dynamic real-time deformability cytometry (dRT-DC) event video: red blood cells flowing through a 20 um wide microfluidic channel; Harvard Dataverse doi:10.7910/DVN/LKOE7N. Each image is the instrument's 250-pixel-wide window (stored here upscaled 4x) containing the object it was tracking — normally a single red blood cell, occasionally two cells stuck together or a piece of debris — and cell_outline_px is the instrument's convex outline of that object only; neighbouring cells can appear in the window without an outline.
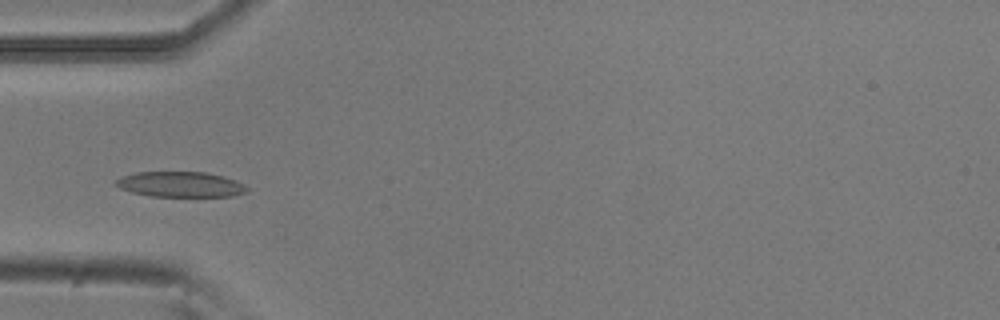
{"species": "common noctule bat (a hibernating species)", "species_latin": "Nyctalus noctula", "temperature_condition": "room temperature", "stored_images_in_passage": 3, "camera_frame_rate_fps": 3000, "um_per_image_px": 0.085, "animal": {"sex": "male", "body_mass_g": 20.5, "forearm_length_mm": 52.5}, "frame": {"image": 1, "passage_image": 3, "time_ms": 0.667, "image_size_px": [1000, 320], "cell_outline_px": [[248, 192], [232, 196], [148, 196], [132, 192], [120, 188], [112, 184], [116, 180], [124, 176], [136, 172], [204, 172], [224, 176], [236, 180], [244, 184], [248, 188]], "centroid_in_image_um": [15.35, 15.67], "position_along_channel_um": 69.7, "area_um2": 19.42}}